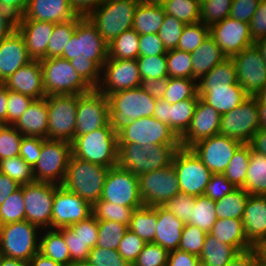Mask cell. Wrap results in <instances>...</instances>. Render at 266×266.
Returning a JSON list of instances; mask_svg holds the SVG:
<instances>
[{
	"instance_id": "bcb514c9",
	"label": "cell",
	"mask_w": 266,
	"mask_h": 266,
	"mask_svg": "<svg viewBox=\"0 0 266 266\" xmlns=\"http://www.w3.org/2000/svg\"><path fill=\"white\" fill-rule=\"evenodd\" d=\"M162 6L165 14L176 17L185 25L200 22L201 4L196 0H167Z\"/></svg>"
},
{
	"instance_id": "30bf717a",
	"label": "cell",
	"mask_w": 266,
	"mask_h": 266,
	"mask_svg": "<svg viewBox=\"0 0 266 266\" xmlns=\"http://www.w3.org/2000/svg\"><path fill=\"white\" fill-rule=\"evenodd\" d=\"M71 155L70 142L42 138L41 153L33 166L35 182L62 185Z\"/></svg>"
},
{
	"instance_id": "2e32d148",
	"label": "cell",
	"mask_w": 266,
	"mask_h": 266,
	"mask_svg": "<svg viewBox=\"0 0 266 266\" xmlns=\"http://www.w3.org/2000/svg\"><path fill=\"white\" fill-rule=\"evenodd\" d=\"M100 199L127 207L143 206L138 176L118 165L109 168Z\"/></svg>"
},
{
	"instance_id": "7a4b0ae2",
	"label": "cell",
	"mask_w": 266,
	"mask_h": 266,
	"mask_svg": "<svg viewBox=\"0 0 266 266\" xmlns=\"http://www.w3.org/2000/svg\"><path fill=\"white\" fill-rule=\"evenodd\" d=\"M180 144L118 143V166L136 176L152 172L172 164Z\"/></svg>"
},
{
	"instance_id": "680465c9",
	"label": "cell",
	"mask_w": 266,
	"mask_h": 266,
	"mask_svg": "<svg viewBox=\"0 0 266 266\" xmlns=\"http://www.w3.org/2000/svg\"><path fill=\"white\" fill-rule=\"evenodd\" d=\"M185 24L176 17L165 14V19L158 31V36L166 50L176 49Z\"/></svg>"
},
{
	"instance_id": "09005b40",
	"label": "cell",
	"mask_w": 266,
	"mask_h": 266,
	"mask_svg": "<svg viewBox=\"0 0 266 266\" xmlns=\"http://www.w3.org/2000/svg\"><path fill=\"white\" fill-rule=\"evenodd\" d=\"M105 0H68L75 13L87 17L96 10Z\"/></svg>"
},
{
	"instance_id": "4316f807",
	"label": "cell",
	"mask_w": 266,
	"mask_h": 266,
	"mask_svg": "<svg viewBox=\"0 0 266 266\" xmlns=\"http://www.w3.org/2000/svg\"><path fill=\"white\" fill-rule=\"evenodd\" d=\"M54 23L37 20H17V30L23 36L29 57L41 61L47 58V47Z\"/></svg>"
},
{
	"instance_id": "5803f987",
	"label": "cell",
	"mask_w": 266,
	"mask_h": 266,
	"mask_svg": "<svg viewBox=\"0 0 266 266\" xmlns=\"http://www.w3.org/2000/svg\"><path fill=\"white\" fill-rule=\"evenodd\" d=\"M153 117L168 125V102L166 100L156 101Z\"/></svg>"
},
{
	"instance_id": "8992f818",
	"label": "cell",
	"mask_w": 266,
	"mask_h": 266,
	"mask_svg": "<svg viewBox=\"0 0 266 266\" xmlns=\"http://www.w3.org/2000/svg\"><path fill=\"white\" fill-rule=\"evenodd\" d=\"M108 167L71 155L62 185L91 205L101 198Z\"/></svg>"
},
{
	"instance_id": "7c38bea8",
	"label": "cell",
	"mask_w": 266,
	"mask_h": 266,
	"mask_svg": "<svg viewBox=\"0 0 266 266\" xmlns=\"http://www.w3.org/2000/svg\"><path fill=\"white\" fill-rule=\"evenodd\" d=\"M260 129L258 105L255 96H249L235 109L221 114L219 134L244 143H250Z\"/></svg>"
},
{
	"instance_id": "74e56055",
	"label": "cell",
	"mask_w": 266,
	"mask_h": 266,
	"mask_svg": "<svg viewBox=\"0 0 266 266\" xmlns=\"http://www.w3.org/2000/svg\"><path fill=\"white\" fill-rule=\"evenodd\" d=\"M247 170L243 189L250 195L266 196V157L251 149Z\"/></svg>"
},
{
	"instance_id": "6da1fadb",
	"label": "cell",
	"mask_w": 266,
	"mask_h": 266,
	"mask_svg": "<svg viewBox=\"0 0 266 266\" xmlns=\"http://www.w3.org/2000/svg\"><path fill=\"white\" fill-rule=\"evenodd\" d=\"M61 58L70 61L76 72L92 88L97 89L102 68L108 59V44L87 17H82L63 50Z\"/></svg>"
},
{
	"instance_id": "8c879c8a",
	"label": "cell",
	"mask_w": 266,
	"mask_h": 266,
	"mask_svg": "<svg viewBox=\"0 0 266 266\" xmlns=\"http://www.w3.org/2000/svg\"><path fill=\"white\" fill-rule=\"evenodd\" d=\"M42 148L41 137L24 136L21 145L19 156L32 167L36 164L40 156Z\"/></svg>"
},
{
	"instance_id": "83f0119b",
	"label": "cell",
	"mask_w": 266,
	"mask_h": 266,
	"mask_svg": "<svg viewBox=\"0 0 266 266\" xmlns=\"http://www.w3.org/2000/svg\"><path fill=\"white\" fill-rule=\"evenodd\" d=\"M77 16L68 0H28L25 13L17 20L61 23Z\"/></svg>"
},
{
	"instance_id": "ee69618b",
	"label": "cell",
	"mask_w": 266,
	"mask_h": 266,
	"mask_svg": "<svg viewBox=\"0 0 266 266\" xmlns=\"http://www.w3.org/2000/svg\"><path fill=\"white\" fill-rule=\"evenodd\" d=\"M139 207H127L99 199L92 205V215L97 220L115 221L123 225H129L134 209Z\"/></svg>"
},
{
	"instance_id": "1f68e13d",
	"label": "cell",
	"mask_w": 266,
	"mask_h": 266,
	"mask_svg": "<svg viewBox=\"0 0 266 266\" xmlns=\"http://www.w3.org/2000/svg\"><path fill=\"white\" fill-rule=\"evenodd\" d=\"M191 57L192 79L196 81L200 80L216 65L227 58L210 34L201 45L191 53Z\"/></svg>"
},
{
	"instance_id": "52a82bcc",
	"label": "cell",
	"mask_w": 266,
	"mask_h": 266,
	"mask_svg": "<svg viewBox=\"0 0 266 266\" xmlns=\"http://www.w3.org/2000/svg\"><path fill=\"white\" fill-rule=\"evenodd\" d=\"M40 230L27 220L0 225V255L28 263L39 252Z\"/></svg>"
},
{
	"instance_id": "44dd1931",
	"label": "cell",
	"mask_w": 266,
	"mask_h": 266,
	"mask_svg": "<svg viewBox=\"0 0 266 266\" xmlns=\"http://www.w3.org/2000/svg\"><path fill=\"white\" fill-rule=\"evenodd\" d=\"M141 76L136 59L122 60L108 58L102 68L98 90L109 96L112 93L133 89L141 85Z\"/></svg>"
},
{
	"instance_id": "94428289",
	"label": "cell",
	"mask_w": 266,
	"mask_h": 266,
	"mask_svg": "<svg viewBox=\"0 0 266 266\" xmlns=\"http://www.w3.org/2000/svg\"><path fill=\"white\" fill-rule=\"evenodd\" d=\"M169 251L155 243H146L132 266H166Z\"/></svg>"
},
{
	"instance_id": "f546056e",
	"label": "cell",
	"mask_w": 266,
	"mask_h": 266,
	"mask_svg": "<svg viewBox=\"0 0 266 266\" xmlns=\"http://www.w3.org/2000/svg\"><path fill=\"white\" fill-rule=\"evenodd\" d=\"M157 223L154 242L168 251L179 248L185 223L163 206H156Z\"/></svg>"
},
{
	"instance_id": "003e7915",
	"label": "cell",
	"mask_w": 266,
	"mask_h": 266,
	"mask_svg": "<svg viewBox=\"0 0 266 266\" xmlns=\"http://www.w3.org/2000/svg\"><path fill=\"white\" fill-rule=\"evenodd\" d=\"M77 237L93 249L97 244L98 220L90 215L87 219L72 224L69 227Z\"/></svg>"
},
{
	"instance_id": "b9f144b4",
	"label": "cell",
	"mask_w": 266,
	"mask_h": 266,
	"mask_svg": "<svg viewBox=\"0 0 266 266\" xmlns=\"http://www.w3.org/2000/svg\"><path fill=\"white\" fill-rule=\"evenodd\" d=\"M251 146L249 143L242 144L230 160L223 175L235 186L244 188L247 169L250 162Z\"/></svg>"
},
{
	"instance_id": "ba28073f",
	"label": "cell",
	"mask_w": 266,
	"mask_h": 266,
	"mask_svg": "<svg viewBox=\"0 0 266 266\" xmlns=\"http://www.w3.org/2000/svg\"><path fill=\"white\" fill-rule=\"evenodd\" d=\"M46 96L60 94H84L92 88L76 72L70 61L61 57L40 61Z\"/></svg>"
},
{
	"instance_id": "4dcf8cb0",
	"label": "cell",
	"mask_w": 266,
	"mask_h": 266,
	"mask_svg": "<svg viewBox=\"0 0 266 266\" xmlns=\"http://www.w3.org/2000/svg\"><path fill=\"white\" fill-rule=\"evenodd\" d=\"M13 126L23 136L46 139L48 130L47 99L34 100Z\"/></svg>"
},
{
	"instance_id": "a7ac6f4b",
	"label": "cell",
	"mask_w": 266,
	"mask_h": 266,
	"mask_svg": "<svg viewBox=\"0 0 266 266\" xmlns=\"http://www.w3.org/2000/svg\"><path fill=\"white\" fill-rule=\"evenodd\" d=\"M35 99L9 90L7 102V124L13 125Z\"/></svg>"
},
{
	"instance_id": "8fae6325",
	"label": "cell",
	"mask_w": 266,
	"mask_h": 266,
	"mask_svg": "<svg viewBox=\"0 0 266 266\" xmlns=\"http://www.w3.org/2000/svg\"><path fill=\"white\" fill-rule=\"evenodd\" d=\"M172 164L177 174L179 190L198 197L203 195L212 172L190 148L180 147L174 154Z\"/></svg>"
},
{
	"instance_id": "2a66077c",
	"label": "cell",
	"mask_w": 266,
	"mask_h": 266,
	"mask_svg": "<svg viewBox=\"0 0 266 266\" xmlns=\"http://www.w3.org/2000/svg\"><path fill=\"white\" fill-rule=\"evenodd\" d=\"M199 264V257L176 249L169 251L168 262L166 266H198Z\"/></svg>"
},
{
	"instance_id": "753ad0ef",
	"label": "cell",
	"mask_w": 266,
	"mask_h": 266,
	"mask_svg": "<svg viewBox=\"0 0 266 266\" xmlns=\"http://www.w3.org/2000/svg\"><path fill=\"white\" fill-rule=\"evenodd\" d=\"M139 56L166 55L167 50L158 34L140 35Z\"/></svg>"
},
{
	"instance_id": "67dfc351",
	"label": "cell",
	"mask_w": 266,
	"mask_h": 266,
	"mask_svg": "<svg viewBox=\"0 0 266 266\" xmlns=\"http://www.w3.org/2000/svg\"><path fill=\"white\" fill-rule=\"evenodd\" d=\"M27 4L28 0H0V6L13 14L17 19L25 13Z\"/></svg>"
},
{
	"instance_id": "11e5206c",
	"label": "cell",
	"mask_w": 266,
	"mask_h": 266,
	"mask_svg": "<svg viewBox=\"0 0 266 266\" xmlns=\"http://www.w3.org/2000/svg\"><path fill=\"white\" fill-rule=\"evenodd\" d=\"M168 86V78L145 79L141 81L140 87L156 100L163 99Z\"/></svg>"
},
{
	"instance_id": "be15d7a7",
	"label": "cell",
	"mask_w": 266,
	"mask_h": 266,
	"mask_svg": "<svg viewBox=\"0 0 266 266\" xmlns=\"http://www.w3.org/2000/svg\"><path fill=\"white\" fill-rule=\"evenodd\" d=\"M146 242L129 229L119 243L117 251L132 266Z\"/></svg>"
},
{
	"instance_id": "d590c367",
	"label": "cell",
	"mask_w": 266,
	"mask_h": 266,
	"mask_svg": "<svg viewBox=\"0 0 266 266\" xmlns=\"http://www.w3.org/2000/svg\"><path fill=\"white\" fill-rule=\"evenodd\" d=\"M238 253L234 246L222 243L207 233L199 259L203 266H225Z\"/></svg>"
},
{
	"instance_id": "b9fcfbb0",
	"label": "cell",
	"mask_w": 266,
	"mask_h": 266,
	"mask_svg": "<svg viewBox=\"0 0 266 266\" xmlns=\"http://www.w3.org/2000/svg\"><path fill=\"white\" fill-rule=\"evenodd\" d=\"M17 29V18L0 6V42Z\"/></svg>"
},
{
	"instance_id": "deb4b68c",
	"label": "cell",
	"mask_w": 266,
	"mask_h": 266,
	"mask_svg": "<svg viewBox=\"0 0 266 266\" xmlns=\"http://www.w3.org/2000/svg\"><path fill=\"white\" fill-rule=\"evenodd\" d=\"M19 188L20 185L16 181L0 172V205Z\"/></svg>"
},
{
	"instance_id": "89a4df30",
	"label": "cell",
	"mask_w": 266,
	"mask_h": 266,
	"mask_svg": "<svg viewBox=\"0 0 266 266\" xmlns=\"http://www.w3.org/2000/svg\"><path fill=\"white\" fill-rule=\"evenodd\" d=\"M235 189V186L223 174H212L203 195L217 201Z\"/></svg>"
},
{
	"instance_id": "e575fe53",
	"label": "cell",
	"mask_w": 266,
	"mask_h": 266,
	"mask_svg": "<svg viewBox=\"0 0 266 266\" xmlns=\"http://www.w3.org/2000/svg\"><path fill=\"white\" fill-rule=\"evenodd\" d=\"M39 252L62 266H72L69 249L58 229H45V231L43 229V232L40 231Z\"/></svg>"
},
{
	"instance_id": "4fadbf2b",
	"label": "cell",
	"mask_w": 266,
	"mask_h": 266,
	"mask_svg": "<svg viewBox=\"0 0 266 266\" xmlns=\"http://www.w3.org/2000/svg\"><path fill=\"white\" fill-rule=\"evenodd\" d=\"M59 185L50 182H33L22 185L25 203V220L40 229H51L54 193Z\"/></svg>"
},
{
	"instance_id": "7bdbcfd3",
	"label": "cell",
	"mask_w": 266,
	"mask_h": 266,
	"mask_svg": "<svg viewBox=\"0 0 266 266\" xmlns=\"http://www.w3.org/2000/svg\"><path fill=\"white\" fill-rule=\"evenodd\" d=\"M216 220L215 201L205 195L195 197L188 224L197 226L209 233Z\"/></svg>"
},
{
	"instance_id": "34e18365",
	"label": "cell",
	"mask_w": 266,
	"mask_h": 266,
	"mask_svg": "<svg viewBox=\"0 0 266 266\" xmlns=\"http://www.w3.org/2000/svg\"><path fill=\"white\" fill-rule=\"evenodd\" d=\"M250 34L254 41L266 37V0H261L249 22Z\"/></svg>"
},
{
	"instance_id": "db71d44e",
	"label": "cell",
	"mask_w": 266,
	"mask_h": 266,
	"mask_svg": "<svg viewBox=\"0 0 266 266\" xmlns=\"http://www.w3.org/2000/svg\"><path fill=\"white\" fill-rule=\"evenodd\" d=\"M209 34L210 27L204 25L202 22L186 24L176 49L192 53Z\"/></svg>"
},
{
	"instance_id": "f907efd6",
	"label": "cell",
	"mask_w": 266,
	"mask_h": 266,
	"mask_svg": "<svg viewBox=\"0 0 266 266\" xmlns=\"http://www.w3.org/2000/svg\"><path fill=\"white\" fill-rule=\"evenodd\" d=\"M235 83H238V80L234 62L231 58H225L197 81V85H230Z\"/></svg>"
},
{
	"instance_id": "b62a3aed",
	"label": "cell",
	"mask_w": 266,
	"mask_h": 266,
	"mask_svg": "<svg viewBox=\"0 0 266 266\" xmlns=\"http://www.w3.org/2000/svg\"><path fill=\"white\" fill-rule=\"evenodd\" d=\"M252 150L266 157V129H259L250 141Z\"/></svg>"
},
{
	"instance_id": "6f0895ef",
	"label": "cell",
	"mask_w": 266,
	"mask_h": 266,
	"mask_svg": "<svg viewBox=\"0 0 266 266\" xmlns=\"http://www.w3.org/2000/svg\"><path fill=\"white\" fill-rule=\"evenodd\" d=\"M23 137L13 125H0V161L19 156Z\"/></svg>"
},
{
	"instance_id": "9a60e30c",
	"label": "cell",
	"mask_w": 266,
	"mask_h": 266,
	"mask_svg": "<svg viewBox=\"0 0 266 266\" xmlns=\"http://www.w3.org/2000/svg\"><path fill=\"white\" fill-rule=\"evenodd\" d=\"M118 143L180 144L171 128L155 117H143L132 121L117 134Z\"/></svg>"
},
{
	"instance_id": "484cf974",
	"label": "cell",
	"mask_w": 266,
	"mask_h": 266,
	"mask_svg": "<svg viewBox=\"0 0 266 266\" xmlns=\"http://www.w3.org/2000/svg\"><path fill=\"white\" fill-rule=\"evenodd\" d=\"M30 61L32 59L29 57L23 36L16 29L0 42V83Z\"/></svg>"
},
{
	"instance_id": "6125c7cd",
	"label": "cell",
	"mask_w": 266,
	"mask_h": 266,
	"mask_svg": "<svg viewBox=\"0 0 266 266\" xmlns=\"http://www.w3.org/2000/svg\"><path fill=\"white\" fill-rule=\"evenodd\" d=\"M86 262L91 266H131L117 250L97 246L90 250Z\"/></svg>"
},
{
	"instance_id": "60d3db41",
	"label": "cell",
	"mask_w": 266,
	"mask_h": 266,
	"mask_svg": "<svg viewBox=\"0 0 266 266\" xmlns=\"http://www.w3.org/2000/svg\"><path fill=\"white\" fill-rule=\"evenodd\" d=\"M140 35L132 28L124 31L108 45V58L137 59L139 57Z\"/></svg>"
},
{
	"instance_id": "91938a15",
	"label": "cell",
	"mask_w": 266,
	"mask_h": 266,
	"mask_svg": "<svg viewBox=\"0 0 266 266\" xmlns=\"http://www.w3.org/2000/svg\"><path fill=\"white\" fill-rule=\"evenodd\" d=\"M206 234L197 226L185 224L178 249L199 257L203 250Z\"/></svg>"
},
{
	"instance_id": "5b68a950",
	"label": "cell",
	"mask_w": 266,
	"mask_h": 266,
	"mask_svg": "<svg viewBox=\"0 0 266 266\" xmlns=\"http://www.w3.org/2000/svg\"><path fill=\"white\" fill-rule=\"evenodd\" d=\"M141 0H105L87 18L109 45L124 31L132 29L134 13Z\"/></svg>"
},
{
	"instance_id": "11a10c76",
	"label": "cell",
	"mask_w": 266,
	"mask_h": 266,
	"mask_svg": "<svg viewBox=\"0 0 266 266\" xmlns=\"http://www.w3.org/2000/svg\"><path fill=\"white\" fill-rule=\"evenodd\" d=\"M232 0H205L201 3L200 22L211 27L229 17Z\"/></svg>"
},
{
	"instance_id": "603ad722",
	"label": "cell",
	"mask_w": 266,
	"mask_h": 266,
	"mask_svg": "<svg viewBox=\"0 0 266 266\" xmlns=\"http://www.w3.org/2000/svg\"><path fill=\"white\" fill-rule=\"evenodd\" d=\"M9 90L7 87L0 83V125L7 124V102Z\"/></svg>"
},
{
	"instance_id": "3957f363",
	"label": "cell",
	"mask_w": 266,
	"mask_h": 266,
	"mask_svg": "<svg viewBox=\"0 0 266 266\" xmlns=\"http://www.w3.org/2000/svg\"><path fill=\"white\" fill-rule=\"evenodd\" d=\"M109 124L118 134L132 121L143 117H152L156 99L142 88L121 90L108 96Z\"/></svg>"
},
{
	"instance_id": "5bb4252c",
	"label": "cell",
	"mask_w": 266,
	"mask_h": 266,
	"mask_svg": "<svg viewBox=\"0 0 266 266\" xmlns=\"http://www.w3.org/2000/svg\"><path fill=\"white\" fill-rule=\"evenodd\" d=\"M140 194L146 206H163L180 193L173 164L138 176Z\"/></svg>"
},
{
	"instance_id": "f1b7e54d",
	"label": "cell",
	"mask_w": 266,
	"mask_h": 266,
	"mask_svg": "<svg viewBox=\"0 0 266 266\" xmlns=\"http://www.w3.org/2000/svg\"><path fill=\"white\" fill-rule=\"evenodd\" d=\"M242 222L252 246L266 239V196L249 195Z\"/></svg>"
},
{
	"instance_id": "c3c4849f",
	"label": "cell",
	"mask_w": 266,
	"mask_h": 266,
	"mask_svg": "<svg viewBox=\"0 0 266 266\" xmlns=\"http://www.w3.org/2000/svg\"><path fill=\"white\" fill-rule=\"evenodd\" d=\"M128 225L115 221L98 220L97 247L117 250Z\"/></svg>"
},
{
	"instance_id": "ab89813d",
	"label": "cell",
	"mask_w": 266,
	"mask_h": 266,
	"mask_svg": "<svg viewBox=\"0 0 266 266\" xmlns=\"http://www.w3.org/2000/svg\"><path fill=\"white\" fill-rule=\"evenodd\" d=\"M249 195L243 188H236L230 194L215 201L217 219H242Z\"/></svg>"
},
{
	"instance_id": "f5cc1de1",
	"label": "cell",
	"mask_w": 266,
	"mask_h": 266,
	"mask_svg": "<svg viewBox=\"0 0 266 266\" xmlns=\"http://www.w3.org/2000/svg\"><path fill=\"white\" fill-rule=\"evenodd\" d=\"M168 78L192 79L191 53L178 49L167 50Z\"/></svg>"
},
{
	"instance_id": "d6a6232c",
	"label": "cell",
	"mask_w": 266,
	"mask_h": 266,
	"mask_svg": "<svg viewBox=\"0 0 266 266\" xmlns=\"http://www.w3.org/2000/svg\"><path fill=\"white\" fill-rule=\"evenodd\" d=\"M209 234L222 243L234 246L239 252L253 248L246 238L242 219H217Z\"/></svg>"
},
{
	"instance_id": "7dc6e473",
	"label": "cell",
	"mask_w": 266,
	"mask_h": 266,
	"mask_svg": "<svg viewBox=\"0 0 266 266\" xmlns=\"http://www.w3.org/2000/svg\"><path fill=\"white\" fill-rule=\"evenodd\" d=\"M198 87L195 79L168 78V86L163 97L170 104L184 99H198Z\"/></svg>"
},
{
	"instance_id": "836d02e7",
	"label": "cell",
	"mask_w": 266,
	"mask_h": 266,
	"mask_svg": "<svg viewBox=\"0 0 266 266\" xmlns=\"http://www.w3.org/2000/svg\"><path fill=\"white\" fill-rule=\"evenodd\" d=\"M165 19L162 5L141 0L134 13L133 29L139 34H158Z\"/></svg>"
},
{
	"instance_id": "03108f58",
	"label": "cell",
	"mask_w": 266,
	"mask_h": 266,
	"mask_svg": "<svg viewBox=\"0 0 266 266\" xmlns=\"http://www.w3.org/2000/svg\"><path fill=\"white\" fill-rule=\"evenodd\" d=\"M195 202L193 195L180 192L179 194L168 200L163 207L172 212L185 224H188L191 217L192 204Z\"/></svg>"
},
{
	"instance_id": "979ff035",
	"label": "cell",
	"mask_w": 266,
	"mask_h": 266,
	"mask_svg": "<svg viewBox=\"0 0 266 266\" xmlns=\"http://www.w3.org/2000/svg\"><path fill=\"white\" fill-rule=\"evenodd\" d=\"M257 255L253 248L239 252L225 266H256Z\"/></svg>"
},
{
	"instance_id": "ffe728a7",
	"label": "cell",
	"mask_w": 266,
	"mask_h": 266,
	"mask_svg": "<svg viewBox=\"0 0 266 266\" xmlns=\"http://www.w3.org/2000/svg\"><path fill=\"white\" fill-rule=\"evenodd\" d=\"M239 85L249 96H255L266 85V65L253 44L231 57Z\"/></svg>"
},
{
	"instance_id": "9c48e42d",
	"label": "cell",
	"mask_w": 266,
	"mask_h": 266,
	"mask_svg": "<svg viewBox=\"0 0 266 266\" xmlns=\"http://www.w3.org/2000/svg\"><path fill=\"white\" fill-rule=\"evenodd\" d=\"M47 140L72 142L75 138L76 113L79 94L49 95Z\"/></svg>"
},
{
	"instance_id": "e7e4bbea",
	"label": "cell",
	"mask_w": 266,
	"mask_h": 266,
	"mask_svg": "<svg viewBox=\"0 0 266 266\" xmlns=\"http://www.w3.org/2000/svg\"><path fill=\"white\" fill-rule=\"evenodd\" d=\"M58 230L62 233L69 249L72 265L74 263L86 262L91 250L88 245L82 242L69 227L59 228Z\"/></svg>"
},
{
	"instance_id": "7402d4cb",
	"label": "cell",
	"mask_w": 266,
	"mask_h": 266,
	"mask_svg": "<svg viewBox=\"0 0 266 266\" xmlns=\"http://www.w3.org/2000/svg\"><path fill=\"white\" fill-rule=\"evenodd\" d=\"M210 35L227 58H231L254 43L250 34L249 23L231 17L213 24L210 27Z\"/></svg>"
},
{
	"instance_id": "f6af8a7d",
	"label": "cell",
	"mask_w": 266,
	"mask_h": 266,
	"mask_svg": "<svg viewBox=\"0 0 266 266\" xmlns=\"http://www.w3.org/2000/svg\"><path fill=\"white\" fill-rule=\"evenodd\" d=\"M82 16L77 15L74 19L56 23L53 28L47 47V58L61 57L63 50L75 32L77 22Z\"/></svg>"
},
{
	"instance_id": "f35d334b",
	"label": "cell",
	"mask_w": 266,
	"mask_h": 266,
	"mask_svg": "<svg viewBox=\"0 0 266 266\" xmlns=\"http://www.w3.org/2000/svg\"><path fill=\"white\" fill-rule=\"evenodd\" d=\"M198 99H184L170 104L168 102V126L180 138L193 118Z\"/></svg>"
},
{
	"instance_id": "d6986e66",
	"label": "cell",
	"mask_w": 266,
	"mask_h": 266,
	"mask_svg": "<svg viewBox=\"0 0 266 266\" xmlns=\"http://www.w3.org/2000/svg\"><path fill=\"white\" fill-rule=\"evenodd\" d=\"M92 215V205L79 195L59 185L54 193L51 229L70 227Z\"/></svg>"
},
{
	"instance_id": "681fc988",
	"label": "cell",
	"mask_w": 266,
	"mask_h": 266,
	"mask_svg": "<svg viewBox=\"0 0 266 266\" xmlns=\"http://www.w3.org/2000/svg\"><path fill=\"white\" fill-rule=\"evenodd\" d=\"M0 172L9 176L20 186L35 182L33 167L20 156H14L0 161Z\"/></svg>"
},
{
	"instance_id": "cb8c5ba5",
	"label": "cell",
	"mask_w": 266,
	"mask_h": 266,
	"mask_svg": "<svg viewBox=\"0 0 266 266\" xmlns=\"http://www.w3.org/2000/svg\"><path fill=\"white\" fill-rule=\"evenodd\" d=\"M198 96L220 114L229 112L240 105L249 95L239 85H197Z\"/></svg>"
},
{
	"instance_id": "277c9868",
	"label": "cell",
	"mask_w": 266,
	"mask_h": 266,
	"mask_svg": "<svg viewBox=\"0 0 266 266\" xmlns=\"http://www.w3.org/2000/svg\"><path fill=\"white\" fill-rule=\"evenodd\" d=\"M73 157L112 168L118 165V139L114 129L106 126L84 135H75L71 142Z\"/></svg>"
},
{
	"instance_id": "603a6c76",
	"label": "cell",
	"mask_w": 266,
	"mask_h": 266,
	"mask_svg": "<svg viewBox=\"0 0 266 266\" xmlns=\"http://www.w3.org/2000/svg\"><path fill=\"white\" fill-rule=\"evenodd\" d=\"M221 114L200 97L186 132L179 138L182 148H190L198 141L219 134Z\"/></svg>"
},
{
	"instance_id": "ac0fdd59",
	"label": "cell",
	"mask_w": 266,
	"mask_h": 266,
	"mask_svg": "<svg viewBox=\"0 0 266 266\" xmlns=\"http://www.w3.org/2000/svg\"><path fill=\"white\" fill-rule=\"evenodd\" d=\"M241 145L239 141L216 134L198 141L190 149L212 174H223Z\"/></svg>"
},
{
	"instance_id": "816d5d0a",
	"label": "cell",
	"mask_w": 266,
	"mask_h": 266,
	"mask_svg": "<svg viewBox=\"0 0 266 266\" xmlns=\"http://www.w3.org/2000/svg\"><path fill=\"white\" fill-rule=\"evenodd\" d=\"M25 220L22 185L0 205V225Z\"/></svg>"
},
{
	"instance_id": "8d00e7d4",
	"label": "cell",
	"mask_w": 266,
	"mask_h": 266,
	"mask_svg": "<svg viewBox=\"0 0 266 266\" xmlns=\"http://www.w3.org/2000/svg\"><path fill=\"white\" fill-rule=\"evenodd\" d=\"M156 206L143 205L134 209L128 229L137 234L146 243H153L156 233Z\"/></svg>"
},
{
	"instance_id": "2644e50d",
	"label": "cell",
	"mask_w": 266,
	"mask_h": 266,
	"mask_svg": "<svg viewBox=\"0 0 266 266\" xmlns=\"http://www.w3.org/2000/svg\"><path fill=\"white\" fill-rule=\"evenodd\" d=\"M261 0H232L229 17L249 23Z\"/></svg>"
},
{
	"instance_id": "d4e9b609",
	"label": "cell",
	"mask_w": 266,
	"mask_h": 266,
	"mask_svg": "<svg viewBox=\"0 0 266 266\" xmlns=\"http://www.w3.org/2000/svg\"><path fill=\"white\" fill-rule=\"evenodd\" d=\"M3 84L8 90L19 92L35 100L46 97L43 86L42 66L40 61L37 60H32L20 67Z\"/></svg>"
},
{
	"instance_id": "9f6ffc18",
	"label": "cell",
	"mask_w": 266,
	"mask_h": 266,
	"mask_svg": "<svg viewBox=\"0 0 266 266\" xmlns=\"http://www.w3.org/2000/svg\"><path fill=\"white\" fill-rule=\"evenodd\" d=\"M136 60L142 80L168 78L166 55L139 56Z\"/></svg>"
},
{
	"instance_id": "e0dca14e",
	"label": "cell",
	"mask_w": 266,
	"mask_h": 266,
	"mask_svg": "<svg viewBox=\"0 0 266 266\" xmlns=\"http://www.w3.org/2000/svg\"><path fill=\"white\" fill-rule=\"evenodd\" d=\"M109 123L108 96L98 89L79 94L76 113L75 135L98 130Z\"/></svg>"
}]
</instances>
